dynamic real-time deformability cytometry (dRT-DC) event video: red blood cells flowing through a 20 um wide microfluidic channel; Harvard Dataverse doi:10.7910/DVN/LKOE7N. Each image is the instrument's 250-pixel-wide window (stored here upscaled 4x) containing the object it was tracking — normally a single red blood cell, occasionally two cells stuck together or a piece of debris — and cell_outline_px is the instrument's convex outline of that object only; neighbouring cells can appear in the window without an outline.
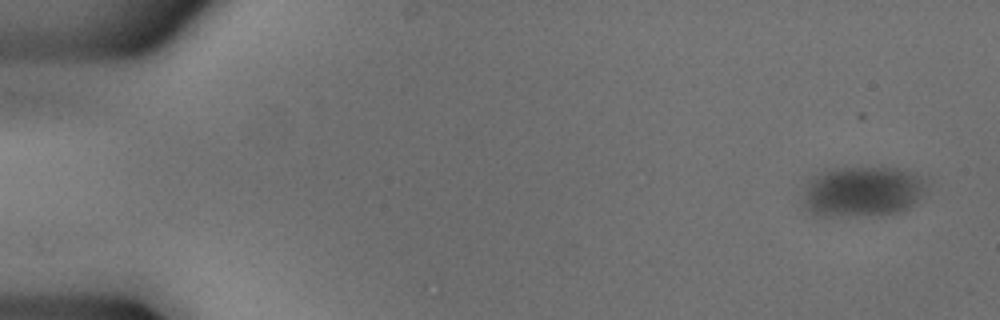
{"species": "common noctule bat (a hibernating species)", "species_latin": "Nyctalus noctula", "temperature_condition": "cold", "stored_images_in_passage": 8, "camera_frame_rate_fps": 3000, "um_per_image_px": 0.085, "animal": {"sex": "male", "body_mass_g": 18.8}, "frame": {"image": 1, "passage_image": 1, "time_ms": 0.0, "image_size_px": [1000, 320], "cell_outline_px": [[932, 184], [928, 192], [924, 196], [908, 208], [892, 216], [816, 216], [808, 212], [804, 208], [804, 184], [812, 176], [824, 172], [840, 168], [896, 168], [920, 176], [928, 180]], "centroid_in_image_um": [73.38, 16.32], "position_along_channel_um": 11.6, "area_um2": 37.45}}
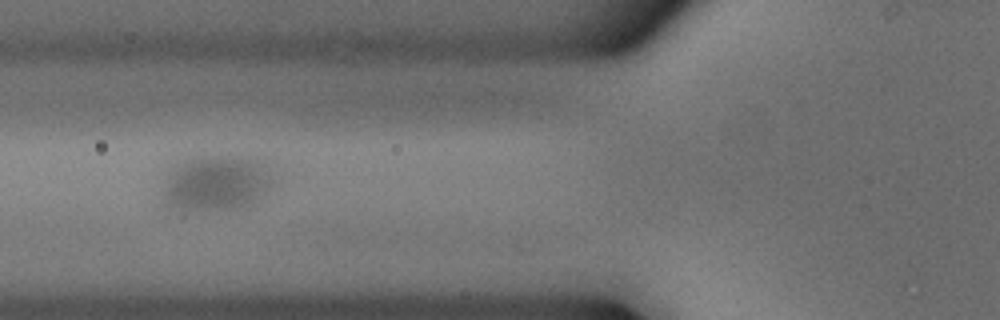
{"frame": {"image": 2, "passage_image": 6, "time_ms": 1.667, "image_size_px": [1000, 320], "cell_outline_px": [[268, 184], [264, 192], [252, 208], [228, 212], [168, 212], [160, 204], [168, 180], [184, 164], [192, 160], [228, 156], [248, 160]], "centroid_in_image_um": [18.18, 15.84], "position_along_channel_um": 107.6, "area_um2": 33.99}}
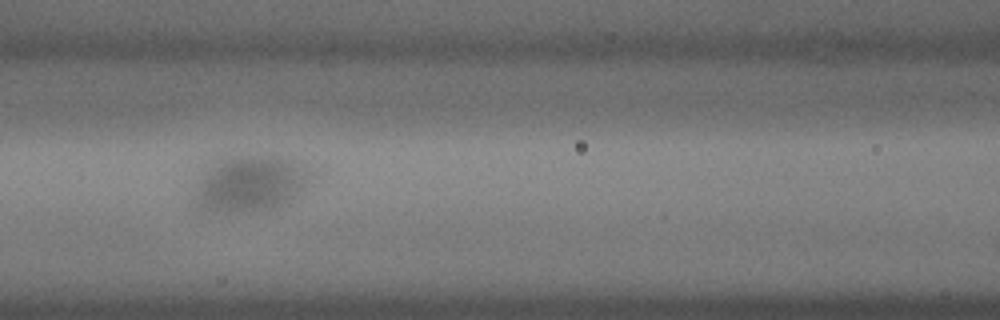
{"frame": {"image": 3, "passage_image": 7, "time_ms": 2.0, "image_size_px": [1000, 320], "cell_outline_px": [[300, 188], [292, 200], [288, 204], [268, 212], [248, 216], [204, 216], [192, 212], [188, 204], [200, 184], [216, 168], [228, 160], [240, 156], [272, 156], [284, 160], [296, 176], [300, 184]], "centroid_in_image_um": [20.89, 15.95], "position_along_channel_um": 145.7, "area_um2": 36.65}}